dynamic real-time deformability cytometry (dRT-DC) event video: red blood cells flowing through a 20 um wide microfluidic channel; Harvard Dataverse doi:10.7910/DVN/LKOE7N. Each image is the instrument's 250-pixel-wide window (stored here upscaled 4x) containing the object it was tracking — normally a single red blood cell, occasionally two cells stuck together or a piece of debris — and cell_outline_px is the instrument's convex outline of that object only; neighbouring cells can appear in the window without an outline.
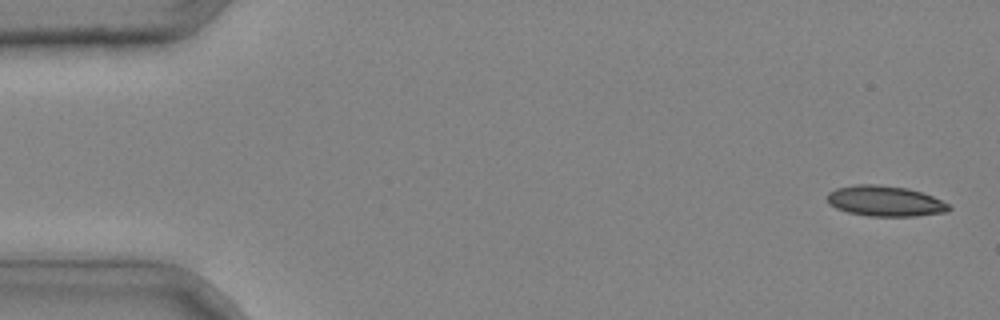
{"species": "common noctule bat (a hibernating species)", "species_latin": "Nyctalus noctula", "temperature_condition": "cold", "stored_images_in_passage": 42, "camera_frame_rate_fps": 3000, "um_per_image_px": 0.085, "animal": {"sex": "male", "body_mass_g": 20.4}, "frame": {"image": 1, "passage_image": 2, "time_ms": 0.333, "image_size_px": [1000, 320], "cell_outline_px": [[952, 208], [948, 212], [916, 216], [868, 216], [848, 212], [836, 208], [828, 204], [828, 192], [836, 188], [856, 184], [876, 184], [908, 188], [932, 196], [948, 204]], "centroid_in_image_um": [75.22, 17.09], "position_along_channel_um": 9.8, "area_um2": 21.68}}
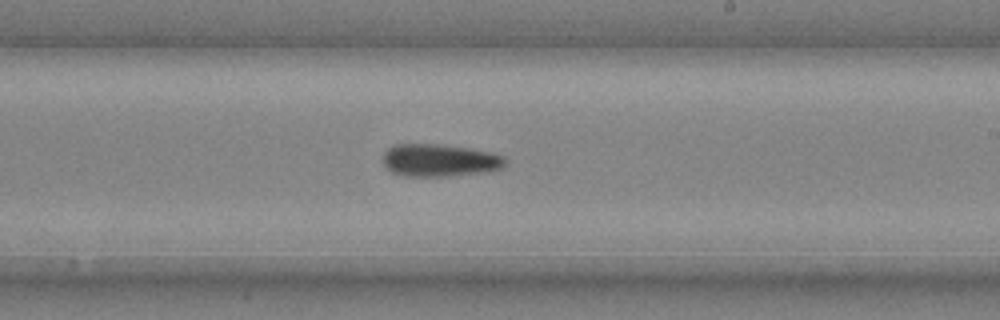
{"frame": {"image": 2, "passage_image": 26, "time_ms": 8.333, "image_size_px": [1000, 320], "cell_outline_px": [[508, 160], [504, 168], [484, 172], [448, 176], [400, 176], [392, 172], [384, 164], [384, 152], [392, 144], [440, 144], [468, 148], [492, 152], [504, 156]], "centroid_in_image_um": [37.39, 13.62], "position_along_channel_um": 251.6, "area_um2": 23.41}}
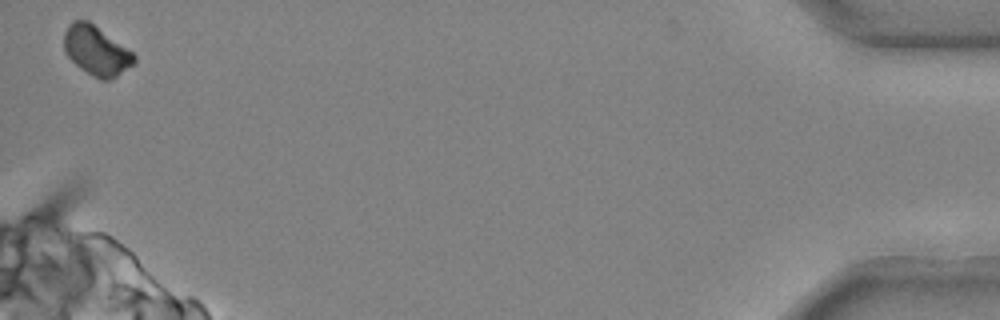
{"frame": {"image": 3, "passage_image": 42, "time_ms": 13.667, "image_size_px": [1000, 320], "cell_outline_px": [[136, 64], [116, 76], [108, 80], [100, 80], [92, 76], [80, 68], [64, 52], [64, 32], [68, 24], [76, 20], [88, 20], [132, 52], [136, 56]], "centroid_in_image_um": [8.19, 4.32], "position_along_channel_um": 427.0, "area_um2": 20.11}}